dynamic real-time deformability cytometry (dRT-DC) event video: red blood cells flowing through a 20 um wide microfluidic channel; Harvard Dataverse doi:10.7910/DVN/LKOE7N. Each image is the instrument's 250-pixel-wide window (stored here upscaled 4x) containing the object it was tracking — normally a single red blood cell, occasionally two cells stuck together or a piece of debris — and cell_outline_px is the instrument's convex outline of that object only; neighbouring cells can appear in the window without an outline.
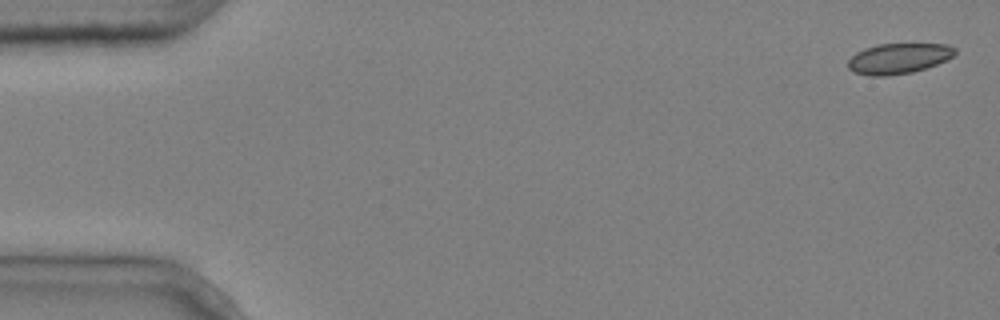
{"species": "common noctule bat (a hibernating species)", "species_latin": "Nyctalus noctula", "temperature_condition": "cold", "stored_images_in_passage": 6, "camera_frame_rate_fps": 3000, "um_per_image_px": 0.085, "animal": {"sex": "male", "body_mass_g": 20.4}, "frame": {"image": 1, "passage_image": 1, "time_ms": 0.0, "image_size_px": [1000, 320], "cell_outline_px": [[956, 52], [952, 56], [936, 64], [912, 72], [888, 76], [868, 76], [852, 72], [848, 68], [848, 60], [856, 52], [864, 48], [876, 44], [948, 44], [956, 48]], "centroid_in_image_um": [76.33, 4.97], "position_along_channel_um": 8.7, "area_um2": 19.02}}
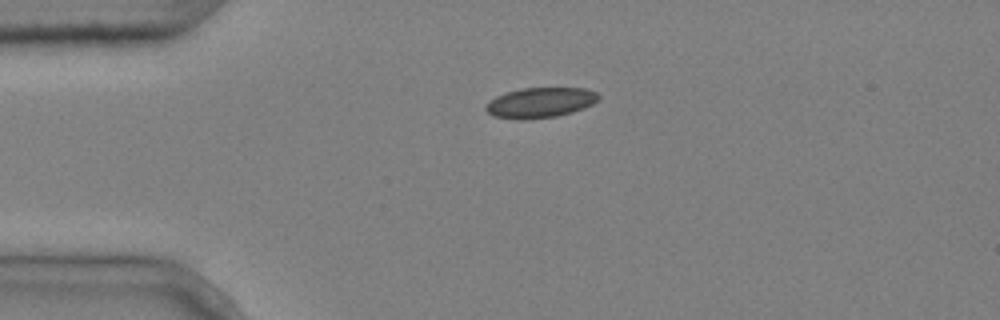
{"frame": {"image": 2, "passage_image": 4, "time_ms": 1.0, "image_size_px": [1000, 320], "cell_outline_px": [[600, 96], [592, 104], [584, 108], [572, 112], [556, 116], [524, 120], [516, 120], [492, 116], [484, 108], [496, 96], [508, 92], [524, 88], [584, 88], [596, 92]], "centroid_in_image_um": [45.92, 8.73], "position_along_channel_um": 39.1, "area_um2": 19.71}}